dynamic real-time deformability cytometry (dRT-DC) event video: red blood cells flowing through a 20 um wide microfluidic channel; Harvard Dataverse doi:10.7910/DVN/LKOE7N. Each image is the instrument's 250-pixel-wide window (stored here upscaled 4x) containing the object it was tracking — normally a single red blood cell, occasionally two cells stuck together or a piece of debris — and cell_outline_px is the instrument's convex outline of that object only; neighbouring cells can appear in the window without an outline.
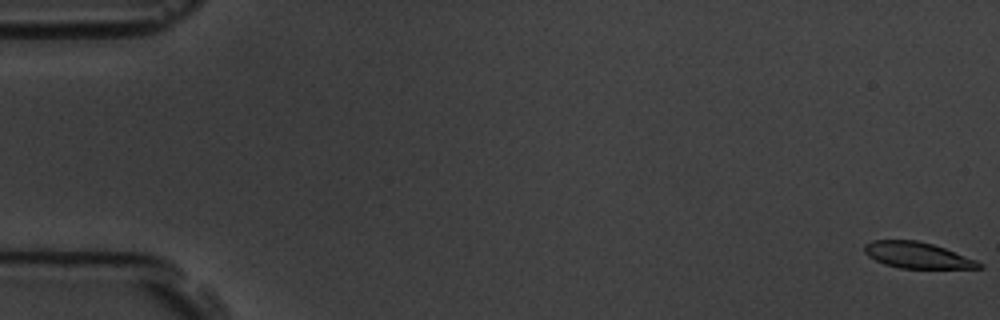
{"species": "common noctule bat (a hibernating species)", "species_latin": "Nyctalus noctula", "temperature_condition": "room temperature", "stored_images_in_passage": 58, "camera_frame_rate_fps": 3000, "um_per_image_px": 0.085, "animal": {"sex": "male", "body_mass_g": 19.5, "forearm_length_mm": 54.6}, "frame": {"image": 1, "passage_image": 1, "time_ms": 0.0, "image_size_px": [1000, 320], "cell_outline_px": [[984, 268], [900, 268], [884, 264], [868, 256], [864, 252], [864, 244], [872, 240], [916, 240], [932, 244], [944, 248], [976, 260], [984, 264]], "centroid_in_image_um": [77.95, 21.69], "position_along_channel_um": 7.0, "area_um2": 17.34}}
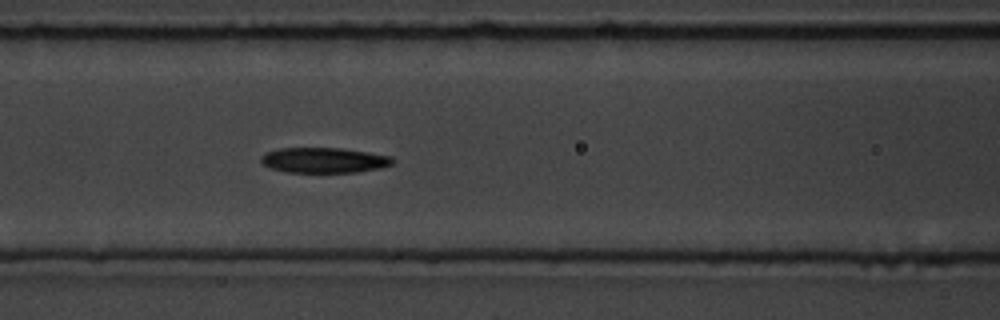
{"frame": {"image": 2, "passage_image": 25, "time_ms": 8.0, "image_size_px": [1000, 320], "cell_outline_px": [[396, 160], [392, 164], [380, 168], [356, 172], [284, 172], [272, 168], [264, 164], [260, 160], [260, 156], [268, 152], [280, 148], [340, 148], [368, 152], [392, 156]], "centroid_in_image_um": [27.57, 13.61], "position_along_channel_um": 139.0, "area_um2": 19.36}}
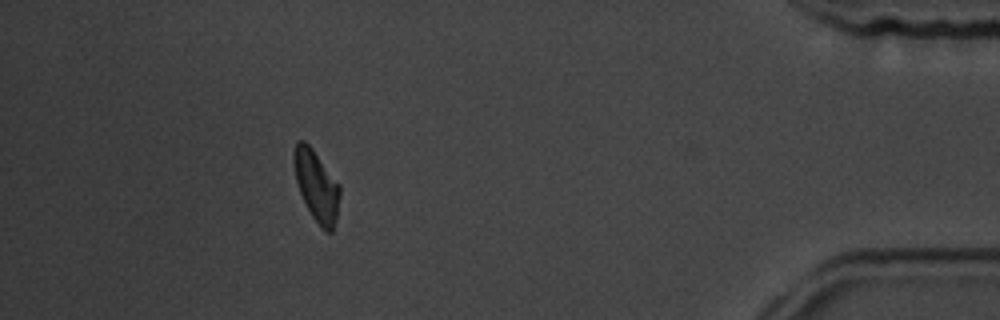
{"frame": {"image": 3, "passage_image": 52, "time_ms": 17.0, "image_size_px": [1000, 320], "cell_outline_px": [[340, 196], [336, 220], [332, 232], [324, 232], [320, 228], [312, 216], [300, 192], [296, 180], [292, 160], [292, 152], [296, 140], [304, 140], [312, 148], [340, 184]], "centroid_in_image_um": [26.89, 15.77], "position_along_channel_um": 408.3, "area_um2": 19.19}, "authors_computed_cell_mechanics": {"area_um2": 19.363, "velocity_mm_per_s": 3.5935, "shape_relaxation_time_tau1_ms": 2.8419, "shape_relaxation_time_tau2_ms": 4.4679, "deformation_change_tau1": 0.1133, "deformation_change_tau2": 0.112}}